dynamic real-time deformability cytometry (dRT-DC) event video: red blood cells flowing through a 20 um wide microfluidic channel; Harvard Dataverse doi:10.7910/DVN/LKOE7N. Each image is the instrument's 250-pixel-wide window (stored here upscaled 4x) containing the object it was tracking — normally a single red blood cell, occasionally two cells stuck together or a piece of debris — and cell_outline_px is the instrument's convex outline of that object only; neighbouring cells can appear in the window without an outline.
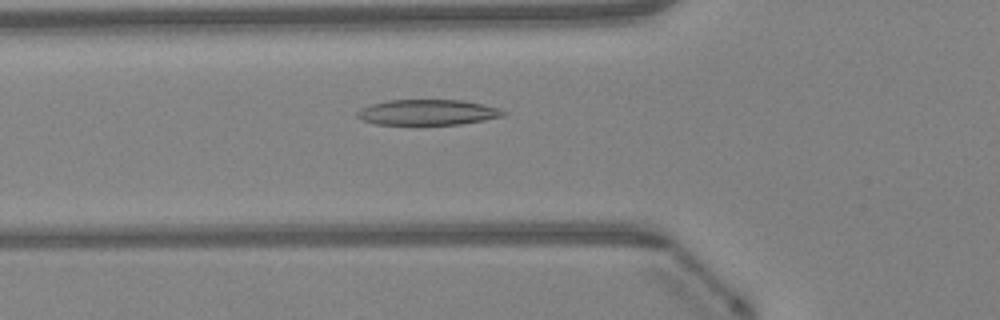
{"species": "Egyptian fruit bat (a non-hibernating species)", "species_latin": "Rousettus aegyptiacus", "temperature_condition": "warm", "stored_images_in_passage": 35, "camera_frame_rate_fps": 3000, "um_per_image_px": 0.085, "animal": {"sex": "female"}, "frame": {"image": 1, "passage_image": 4, "time_ms": 1.0, "image_size_px": [1000, 320], "cell_outline_px": [[508, 112], [504, 116], [484, 120], [460, 124], [376, 124], [360, 120], [356, 116], [356, 112], [360, 108], [372, 104], [388, 100], [460, 100], [480, 104], [496, 108]], "centroid_in_image_um": [36.3, 9.55], "position_along_channel_um": 89.5, "area_um2": 21.56}}
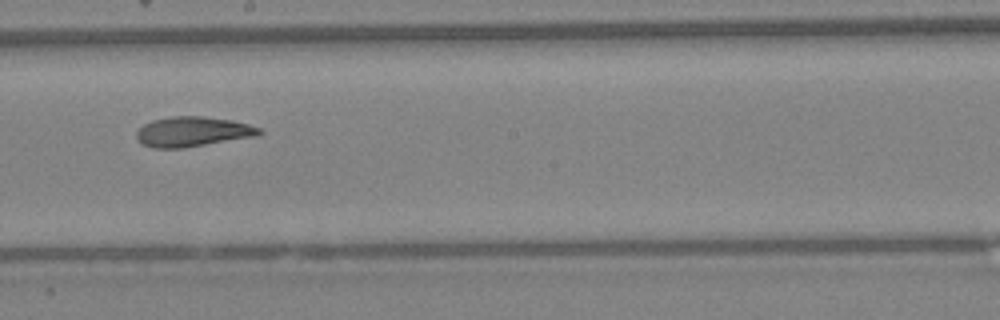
{"frame": {"image": 2, "passage_image": 14, "time_ms": 4.333, "image_size_px": [1000, 320], "cell_outline_px": [[264, 132], [256, 136], [184, 148], [152, 148], [140, 144], [136, 136], [136, 132], [144, 124], [152, 120], [172, 116], [200, 116], [232, 120], [248, 124], [260, 128]], "centroid_in_image_um": [16.36, 11.2], "position_along_channel_um": 231.8, "area_um2": 21.5}}
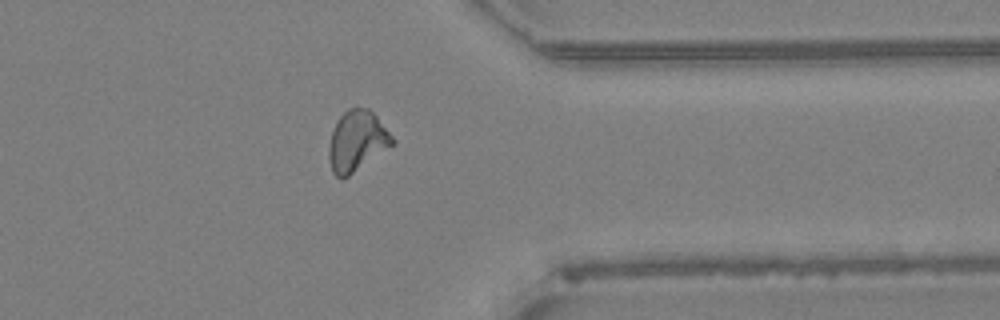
{"frame": {"image": 3, "passage_image": 25, "time_ms": 8.0, "image_size_px": [1000, 320], "cell_outline_px": [[396, 144], [348, 176], [340, 180], [332, 172], [328, 156], [328, 144], [332, 132], [340, 116], [348, 108], [368, 108], [376, 116], [396, 140]], "centroid_in_image_um": [30.35, 12.02], "position_along_channel_um": 381.1, "area_um2": 22.48}, "authors_computed_cell_mechanics": {"area_um2": 21.5016, "velocity_mm_per_s": 4.2878, "shape_relaxation_time_tau1_ms": null, "shape_relaxation_time_tau2_ms": 3.7109, "deformation_change_tau1": null, "deformation_change_tau2": 0.1217}}